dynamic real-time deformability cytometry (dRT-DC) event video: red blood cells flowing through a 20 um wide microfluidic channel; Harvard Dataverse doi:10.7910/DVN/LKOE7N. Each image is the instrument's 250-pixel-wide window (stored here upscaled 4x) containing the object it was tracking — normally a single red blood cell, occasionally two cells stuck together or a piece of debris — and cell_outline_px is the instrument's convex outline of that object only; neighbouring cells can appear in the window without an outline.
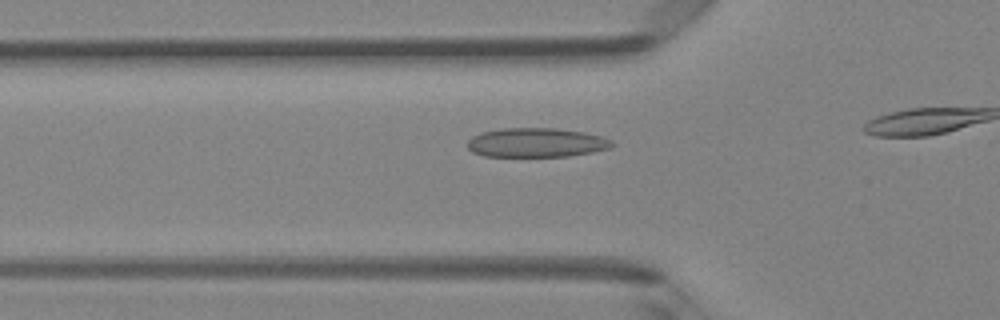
{"species": "Egyptian fruit bat (a non-hibernating species)", "species_latin": "Rousettus aegyptiacus", "temperature_condition": "room temperature", "stored_images_in_passage": 18, "camera_frame_rate_fps": 3000, "um_per_image_px": 0.085, "animal": {"sex": "female"}, "frame": {"image": 1, "passage_image": 13, "time_ms": 4.0, "image_size_px": [1000, 320], "cell_outline_px": [[616, 144], [608, 148], [592, 152], [568, 156], [484, 156], [472, 152], [468, 148], [468, 140], [472, 136], [480, 132], [500, 128], [556, 128], [584, 132], [600, 136], [612, 140]], "centroid_in_image_um": [45.57, 12.11], "position_along_channel_um": 80.2, "area_um2": 24.68}}
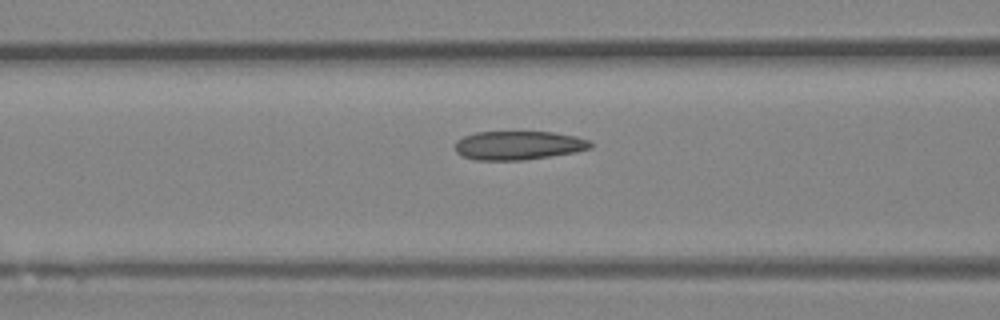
{"frame": {"image": 2, "passage_image": 16, "time_ms": 5.0, "image_size_px": [1000, 320], "cell_outline_px": [[592, 148], [576, 152], [524, 160], [476, 160], [460, 156], [456, 152], [456, 140], [464, 136], [476, 132], [552, 132], [576, 136], [588, 140], [592, 144]], "centroid_in_image_um": [44.06, 12.36], "position_along_channel_um": 122.5, "area_um2": 22.77}}